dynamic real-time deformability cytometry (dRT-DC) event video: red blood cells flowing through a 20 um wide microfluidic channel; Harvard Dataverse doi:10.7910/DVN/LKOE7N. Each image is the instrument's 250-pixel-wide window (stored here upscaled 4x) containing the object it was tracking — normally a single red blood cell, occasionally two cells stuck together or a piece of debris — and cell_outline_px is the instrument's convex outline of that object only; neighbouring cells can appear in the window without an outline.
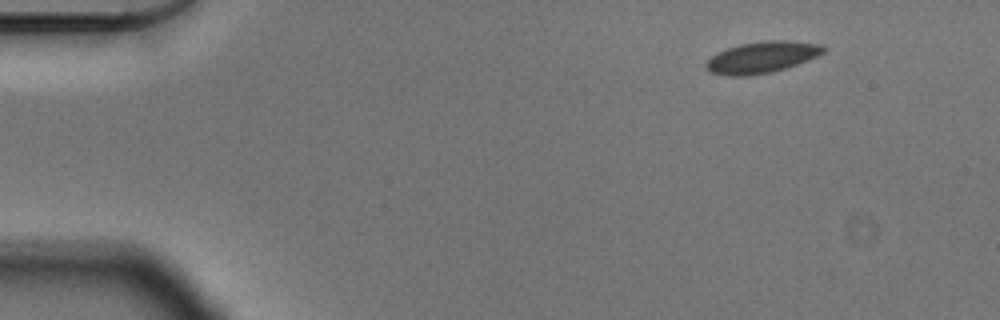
{"species": "Egyptian fruit bat (a non-hibernating species)", "species_latin": "Rousettus aegyptiacus", "temperature_condition": "cold", "stored_images_in_passage": 51, "camera_frame_rate_fps": 3000, "um_per_image_px": 0.085, "animal": {"sex": "male"}, "frame": {"image": 1, "passage_image": 1, "time_ms": 0.0, "image_size_px": [1000, 320], "cell_outline_px": [[828, 48], [824, 52], [808, 60], [772, 72], [748, 76], [728, 76], [708, 72], [704, 68], [704, 64], [716, 52], [740, 44], [764, 40], [780, 40], [820, 44]], "centroid_in_image_um": [64.71, 4.87], "position_along_channel_um": 20.3, "area_um2": 21.56}}
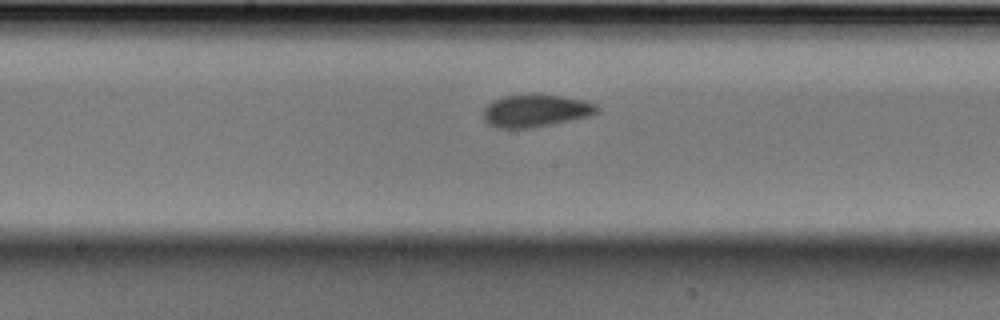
{"frame": {"image": 2, "passage_image": 24, "time_ms": 7.667, "image_size_px": [1000, 320], "cell_outline_px": [[600, 112], [592, 116], [552, 124], [528, 128], [496, 128], [488, 124], [484, 120], [484, 108], [492, 100], [504, 96], [536, 92], [584, 100], [596, 104], [600, 108]], "centroid_in_image_um": [45.56, 9.39], "position_along_channel_um": 202.6, "area_um2": 22.08}}
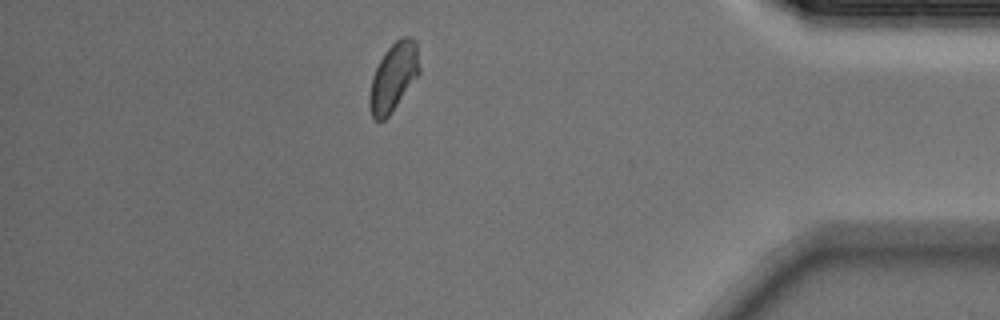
{"frame": {"image": 3, "passage_image": 44, "time_ms": 14.333, "image_size_px": [1000, 320], "cell_outline_px": [[420, 72], [392, 112], [384, 120], [376, 120], [372, 116], [368, 104], [368, 96], [372, 76], [380, 60], [388, 48], [396, 40], [404, 36], [412, 36], [416, 40], [420, 68]], "centroid_in_image_um": [33.44, 6.54], "position_along_channel_um": 401.8, "area_um2": 19.83}, "authors_computed_cell_mechanics": {"area_um2": 20.9236, "velocity_mm_per_s": 3.5321, "shape_relaxation_time_tau1_ms": 5.4357, "shape_relaxation_time_tau2_ms": 1.8015, "deformation_change_tau1": 0.0853, "deformation_change_tau2": 0.0458}}